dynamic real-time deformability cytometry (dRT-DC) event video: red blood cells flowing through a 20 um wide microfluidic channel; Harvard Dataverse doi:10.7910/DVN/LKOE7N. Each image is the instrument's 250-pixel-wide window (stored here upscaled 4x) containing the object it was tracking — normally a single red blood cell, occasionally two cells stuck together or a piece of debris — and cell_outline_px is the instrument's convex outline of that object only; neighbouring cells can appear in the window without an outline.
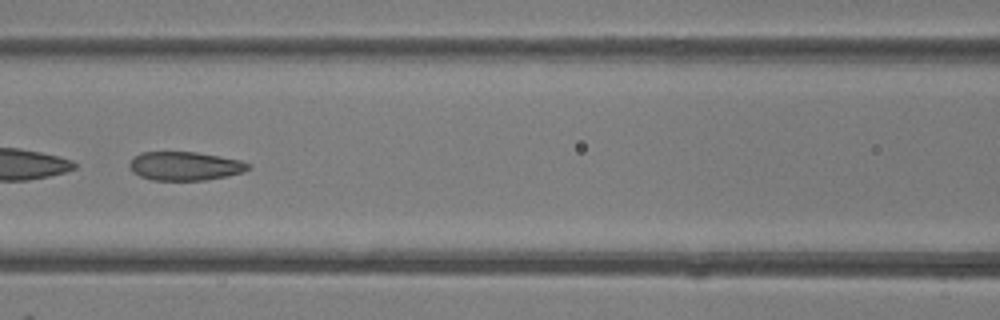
{"species": "common noctule bat (a hibernating species)", "species_latin": "Nyctalus noctula", "temperature_condition": "room temperature", "stored_images_in_passage": 47, "camera_frame_rate_fps": 3000, "um_per_image_px": 0.085, "animal": {"sex": "female"}, "frame": {"image": 1, "passage_image": 21, "time_ms": 6.667, "image_size_px": [1000, 320], "cell_outline_px": [[252, 168], [244, 172], [228, 176], [204, 180], [152, 180], [140, 176], [132, 172], [128, 164], [132, 156], [140, 152], [196, 152], [220, 156], [240, 160], [248, 164]], "centroid_in_image_um": [15.69, 14.11], "position_along_channel_um": 150.9, "area_um2": 20.06}}
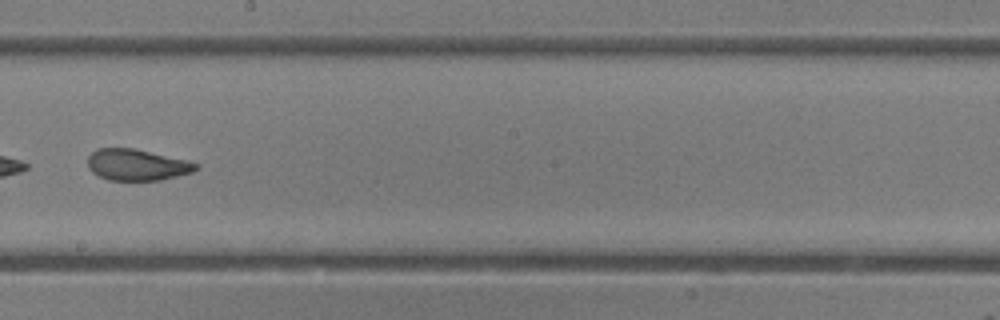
{"frame": {"image": 2, "passage_image": 27, "time_ms": 8.667, "image_size_px": [1000, 320], "cell_outline_px": [[200, 168], [192, 172], [160, 180], [108, 180], [92, 172], [88, 168], [88, 156], [96, 148], [132, 148], [188, 160], [200, 164]], "centroid_in_image_um": [11.65, 14.0], "position_along_channel_um": 236.6, "area_um2": 19.77}}